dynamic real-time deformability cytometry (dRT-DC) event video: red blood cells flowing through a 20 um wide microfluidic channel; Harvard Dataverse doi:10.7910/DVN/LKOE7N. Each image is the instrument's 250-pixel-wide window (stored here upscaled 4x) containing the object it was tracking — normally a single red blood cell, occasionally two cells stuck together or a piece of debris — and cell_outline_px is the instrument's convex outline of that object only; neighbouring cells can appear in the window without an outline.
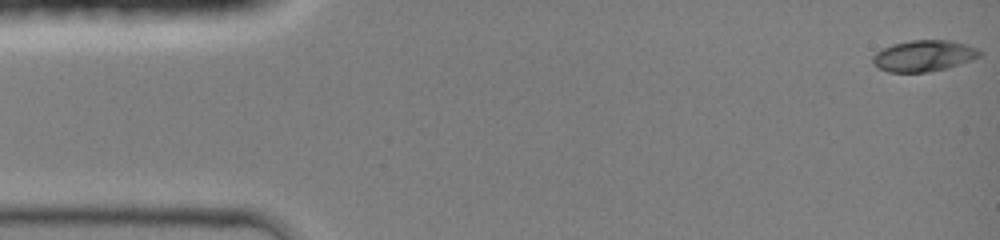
{"species": "common noctule bat (a hibernating species)", "species_latin": "Nyctalus noctula", "temperature_condition": "room temperature", "stored_images_in_passage": 45, "camera_frame_rate_fps": 3000, "um_per_image_px": 0.085, "animal": {"sex": "female", "body_mass_g": 19.0, "forearm_length_mm": 51.5}, "frame": {"image": 1, "passage_image": 1, "time_ms": 0.0, "image_size_px": [1000, 240], "cell_outline_px": [[984, 52], [980, 56], [948, 68], [928, 72], [888, 72], [872, 64], [872, 56], [876, 52], [892, 44], [912, 40], [952, 40], [968, 44]], "centroid_in_image_um": [78.53, 4.74], "position_along_channel_um": 6.5, "area_um2": 19.54}}
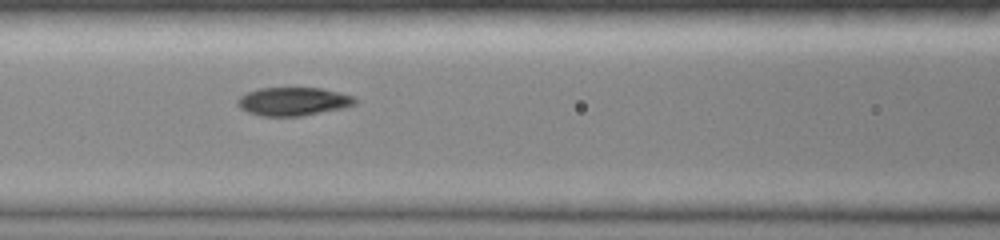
{"frame": {"image": 2, "passage_image": 19, "time_ms": 6.0, "image_size_px": [1000, 240], "cell_outline_px": [[356, 104], [348, 108], [304, 116], [260, 116], [248, 112], [240, 108], [236, 104], [236, 100], [240, 96], [248, 92], [260, 88], [320, 88], [352, 96], [356, 100]], "centroid_in_image_um": [24.93, 8.64], "position_along_channel_um": 141.7, "area_um2": 19.59}}
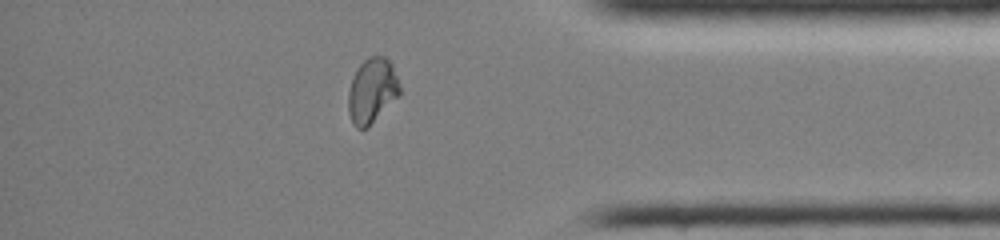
{"frame": {"image": 3, "passage_image": 38, "time_ms": 12.333, "image_size_px": [1000, 240], "cell_outline_px": [[400, 96], [368, 128], [356, 128], [352, 124], [348, 112], [348, 92], [352, 80], [360, 64], [368, 56], [384, 56], [392, 64], [400, 88]], "centroid_in_image_um": [31.63, 7.75], "position_along_channel_um": 403.6, "area_um2": 19.59}, "authors_computed_cell_mechanics": {"area_um2": 19.4208, "velocity_mm_per_s": 4.307, "shape_relaxation_time_tau1_ms": 4.6854, "shape_relaxation_time_tau2_ms": 2.1286, "deformation_change_tau1": 0.2157, "deformation_change_tau2": 0.0494}}